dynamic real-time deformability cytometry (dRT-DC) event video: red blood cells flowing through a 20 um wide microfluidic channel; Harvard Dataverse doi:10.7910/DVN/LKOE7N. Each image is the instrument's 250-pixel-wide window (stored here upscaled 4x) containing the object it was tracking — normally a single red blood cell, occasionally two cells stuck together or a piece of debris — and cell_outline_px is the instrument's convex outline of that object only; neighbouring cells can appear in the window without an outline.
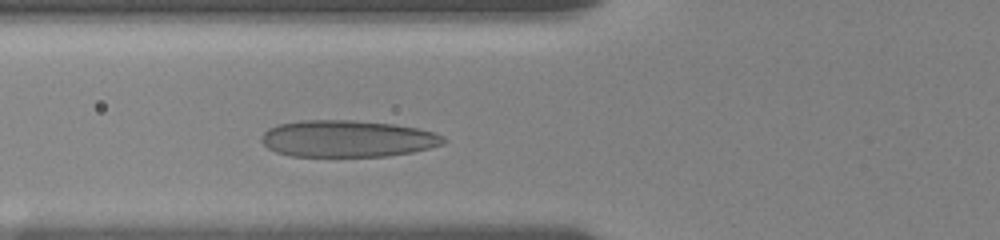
{"species": "human", "species_latin": "Homo sapiens", "temperature_condition": "room temperature", "stored_images_in_passage": 5, "camera_frame_rate_fps": 3000, "um_per_image_px": 0.085, "donor": {"sex": "female"}, "frame": {"image": 1, "passage_image": 5, "time_ms": 2.0, "image_size_px": [1000, 240], "cell_outline_px": [[448, 140], [444, 144], [412, 152], [388, 156], [292, 156], [276, 152], [268, 148], [260, 140], [260, 136], [268, 128], [280, 124], [300, 120], [352, 120], [392, 124], [420, 128], [436, 132], [444, 136]], "centroid_in_image_um": [29.55, 11.78], "position_along_channel_um": 96.2, "area_um2": 39.25}}